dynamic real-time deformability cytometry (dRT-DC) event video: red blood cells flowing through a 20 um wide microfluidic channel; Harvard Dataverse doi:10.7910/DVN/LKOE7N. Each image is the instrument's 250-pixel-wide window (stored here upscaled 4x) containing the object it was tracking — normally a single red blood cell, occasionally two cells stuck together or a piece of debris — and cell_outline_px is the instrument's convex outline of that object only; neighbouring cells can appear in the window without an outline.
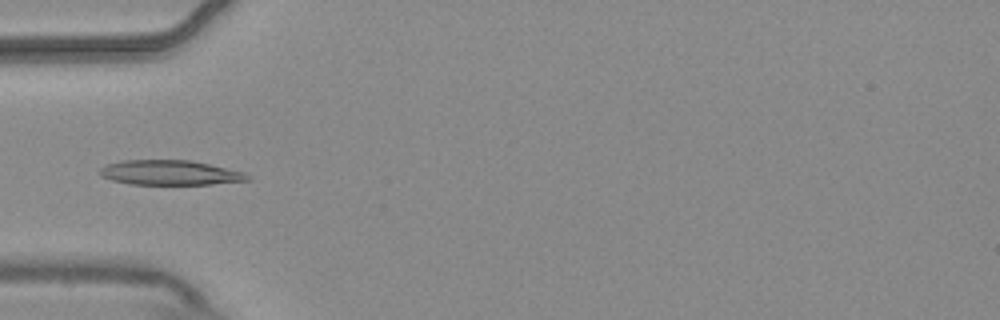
{"species": "common noctule bat (a hibernating species)", "species_latin": "Nyctalus noctula", "temperature_condition": "warm", "stored_images_in_passage": 7, "camera_frame_rate_fps": 3000, "um_per_image_px": 0.085, "animal": {"sex": "male", "body_mass_g": 20.4}, "frame": {"image": 1, "passage_image": 4, "time_ms": 1.0, "image_size_px": [1000, 320], "cell_outline_px": [[252, 180], [212, 184], [132, 184], [112, 180], [100, 176], [100, 168], [108, 164], [120, 160], [192, 160], [244, 172], [252, 176]], "centroid_in_image_um": [14.49, 14.67], "position_along_channel_um": 70.5, "area_um2": 21.39}}
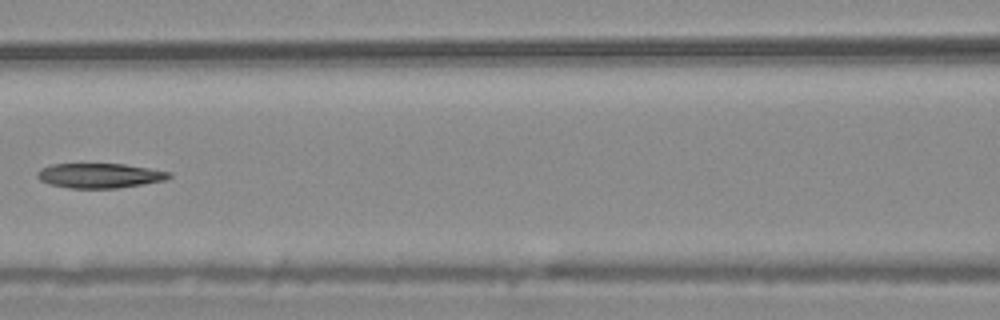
{"frame": {"image": 2, "passage_image": 6, "time_ms": 1.667, "image_size_px": [1000, 320], "cell_outline_px": [[172, 176], [168, 180], [120, 188], [68, 188], [48, 184], [40, 180], [36, 176], [36, 172], [40, 168], [52, 164], [124, 164], [172, 172]], "centroid_in_image_um": [8.48, 14.93], "position_along_channel_um": 158.1, "area_um2": 19.25}}
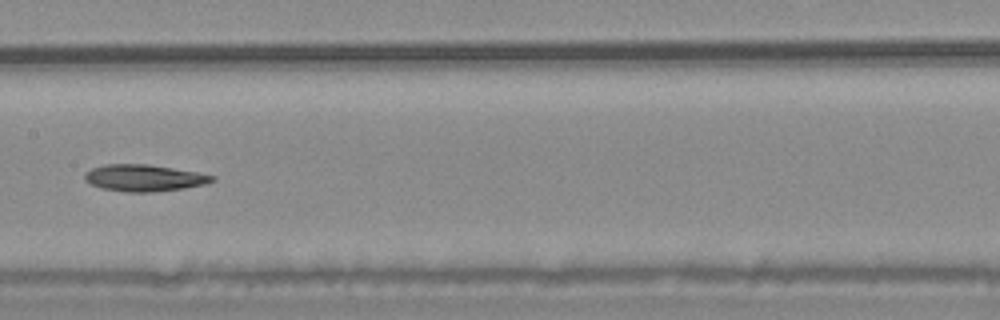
{"frame": {"image": 3, "passage_image": 7, "time_ms": 2.0, "image_size_px": [1000, 320], "cell_outline_px": [[216, 180], [208, 184], [184, 188], [152, 192], [124, 192], [100, 188], [84, 180], [84, 172], [92, 168], [104, 164], [148, 164], [196, 172], [216, 176]], "centroid_in_image_um": [12.24, 15.13], "position_along_channel_um": 195.2, "area_um2": 20.0}}